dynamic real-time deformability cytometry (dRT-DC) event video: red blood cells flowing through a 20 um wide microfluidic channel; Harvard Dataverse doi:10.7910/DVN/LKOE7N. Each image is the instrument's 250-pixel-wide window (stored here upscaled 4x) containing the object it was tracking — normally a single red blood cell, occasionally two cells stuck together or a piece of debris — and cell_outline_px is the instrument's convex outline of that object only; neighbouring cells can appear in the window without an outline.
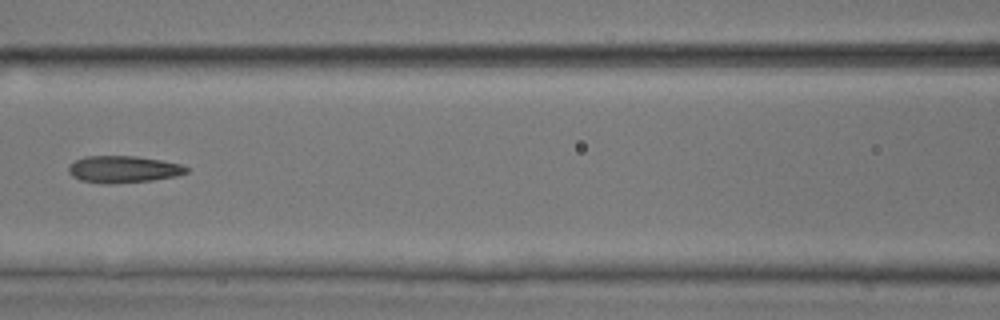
{"species": "common noctule bat (a hibernating species)", "species_latin": "Nyctalus noctula", "temperature_condition": "room temperature", "stored_images_in_passage": 5, "camera_frame_rate_fps": 3000, "um_per_image_px": 0.085, "animal": {"sex": "male", "body_mass_g": 17.9, "forearm_length_mm": 54.2}, "frame": {"image": 1, "passage_image": 4, "time_ms": 1.0, "image_size_px": [1000, 320], "cell_outline_px": [[188, 172], [176, 176], [152, 180], [112, 184], [104, 184], [80, 180], [72, 176], [68, 172], [68, 168], [76, 160], [84, 156], [136, 156], [160, 160], [180, 164], [188, 168]], "centroid_in_image_um": [10.47, 14.39], "position_along_channel_um": 156.1, "area_um2": 18.44}}
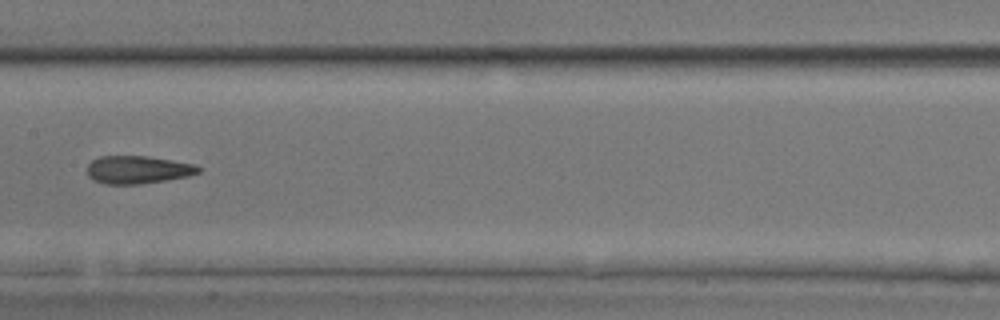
{"frame": {"image": 2, "passage_image": 5, "time_ms": 1.333, "image_size_px": [1000, 320], "cell_outline_px": [[204, 168], [200, 172], [188, 176], [140, 184], [104, 184], [92, 180], [88, 176], [88, 164], [92, 160], [100, 156], [148, 156], [196, 164]], "centroid_in_image_um": [11.73, 14.42], "position_along_channel_um": 195.7, "area_um2": 18.21}}